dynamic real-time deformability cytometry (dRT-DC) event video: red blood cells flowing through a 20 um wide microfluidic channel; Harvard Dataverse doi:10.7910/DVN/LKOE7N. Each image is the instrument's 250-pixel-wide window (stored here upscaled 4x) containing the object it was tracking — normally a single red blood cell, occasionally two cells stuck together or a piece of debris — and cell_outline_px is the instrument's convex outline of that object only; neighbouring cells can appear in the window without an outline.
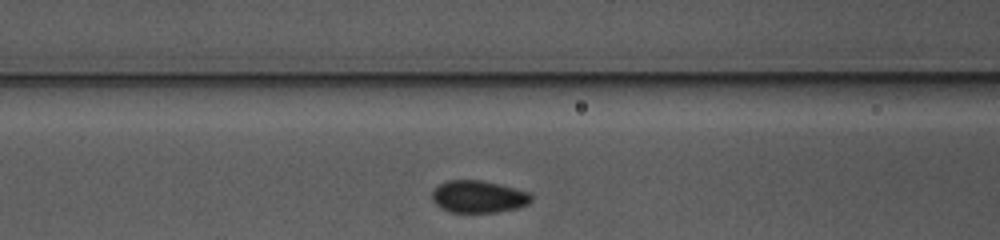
{"species": "common noctule bat (a hibernating species)", "species_latin": "Nyctalus noctula", "temperature_condition": "warm", "stored_images_in_passage": 22, "camera_frame_rate_fps": 3000, "um_per_image_px": 0.085, "animal": {"sex": "female", "body_mass_g": 10.0, "forearm_length_mm": 53.1}, "frame": {"image": 1, "passage_image": 5, "time_ms": 1.333, "image_size_px": [1000, 240], "cell_outline_px": [[528, 200], [516, 204], [500, 208], [452, 208], [444, 204], [436, 196], [436, 192], [440, 188], [448, 184], [480, 184], [500, 188], [516, 192], [528, 196]], "centroid_in_image_um": [40.64, 16.7], "position_along_channel_um": 126.0, "area_um2": 12.48}}
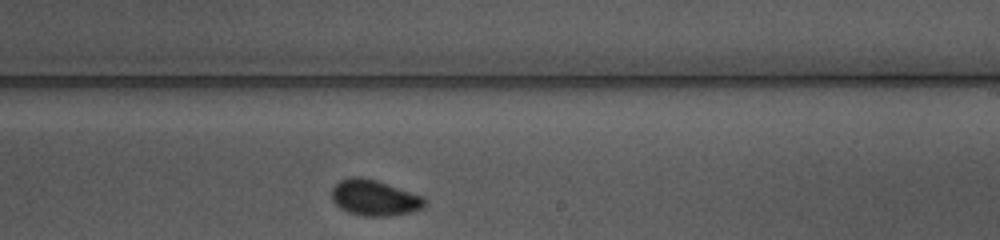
{"frame": {"image": 2, "passage_image": 15, "time_ms": 4.667, "image_size_px": [1000, 240], "cell_outline_px": [[420, 200], [416, 204], [408, 208], [372, 212], [352, 208], [344, 204], [336, 196], [336, 188], [340, 184], [352, 180], [360, 180]], "centroid_in_image_um": [31.63, 16.76], "position_along_channel_um": 257.4, "area_um2": 12.25}}
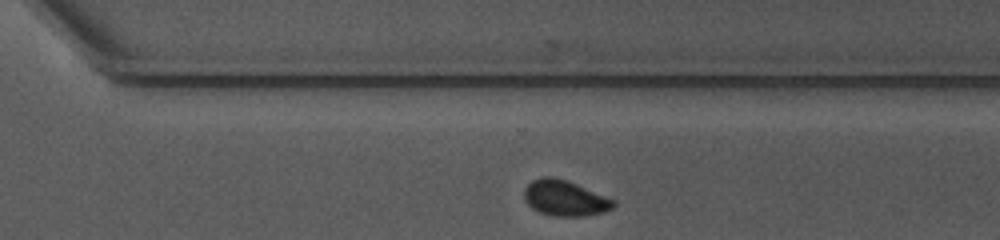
{"frame": {"image": 3, "passage_image": 20, "time_ms": 6.333, "image_size_px": [1000, 240], "cell_outline_px": [[612, 204], [604, 208], [592, 212], [552, 212], [540, 208], [532, 204], [528, 196], [528, 188], [532, 184], [540, 180], [556, 180], [568, 184], [608, 200]], "centroid_in_image_um": [47.95, 16.81], "position_along_channel_um": 322.7, "area_um2": 13.47}}